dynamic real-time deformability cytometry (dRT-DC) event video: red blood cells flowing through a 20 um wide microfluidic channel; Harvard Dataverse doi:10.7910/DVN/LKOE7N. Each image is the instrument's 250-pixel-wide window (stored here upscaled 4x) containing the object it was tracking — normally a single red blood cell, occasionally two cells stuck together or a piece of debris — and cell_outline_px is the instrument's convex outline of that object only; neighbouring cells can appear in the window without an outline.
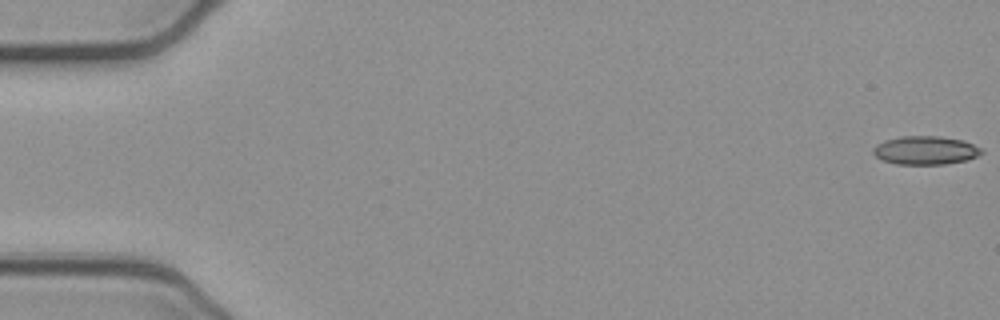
{"species": "common noctule bat (a hibernating species)", "species_latin": "Nyctalus noctula", "temperature_condition": "cold", "stored_images_in_passage": 7, "camera_frame_rate_fps": 3000, "um_per_image_px": 0.085, "animal": {"sex": "female", "body_mass_g": 21.9}, "frame": {"image": 1, "passage_image": 1, "time_ms": 0.0, "image_size_px": [1000, 320], "cell_outline_px": [[984, 152], [968, 160], [944, 164], [896, 164], [880, 160], [872, 152], [872, 148], [876, 144], [884, 140], [900, 136], [940, 136], [964, 140], [980, 148]], "centroid_in_image_um": [78.62, 12.77], "position_along_channel_um": 6.4, "area_um2": 18.15}}